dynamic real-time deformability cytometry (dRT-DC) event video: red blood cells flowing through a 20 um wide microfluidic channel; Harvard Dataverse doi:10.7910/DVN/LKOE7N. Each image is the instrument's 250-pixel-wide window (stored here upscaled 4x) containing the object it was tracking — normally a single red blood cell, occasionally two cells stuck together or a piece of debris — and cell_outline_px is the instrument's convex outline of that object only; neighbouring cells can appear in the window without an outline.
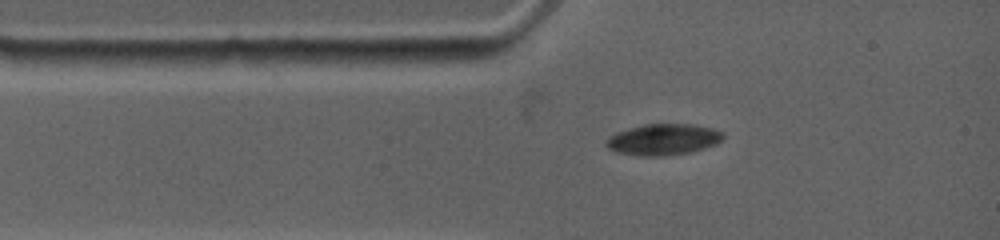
{"species": "common noctule bat (a hibernating species)", "species_latin": "Nyctalus noctula", "temperature_condition": "warm", "stored_images_in_passage": 6, "camera_frame_rate_fps": 4500, "um_per_image_px": 0.085, "animal": {"sex": "female", "body_mass_g": 19.0, "forearm_length_mm": 53.3}, "frame": {"image": 1, "passage_image": 1, "time_ms": 0.0, "image_size_px": [1000, 240], "cell_outline_px": [[724, 136], [716, 144], [704, 148], [688, 152], [660, 156], [644, 156], [616, 152], [608, 148], [604, 144], [604, 140], [608, 136], [616, 132], [628, 128], [644, 124], [692, 124], [712, 128], [724, 132]], "centroid_in_image_um": [56.33, 11.84], "position_along_channel_um": 28.7, "area_um2": 21.27}}
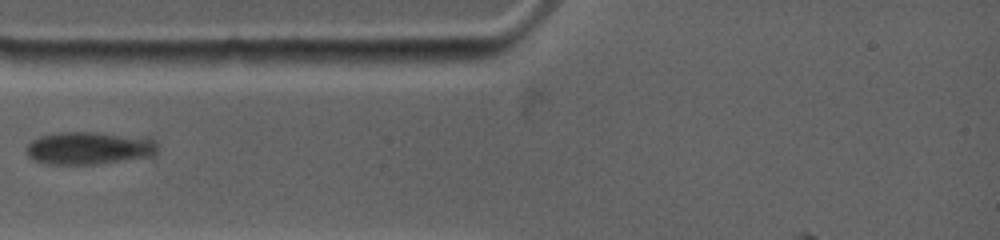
{"frame": {"image": 2, "passage_image": 3, "time_ms": 1.556, "image_size_px": [1000, 240], "cell_outline_px": [[156, 152], [152, 156], [96, 164], [52, 164], [36, 160], [28, 156], [28, 144], [32, 140], [40, 136], [56, 132], [104, 132], [148, 136], [156, 140]], "centroid_in_image_um": [7.65, 12.55], "position_along_channel_um": 77.4, "area_um2": 25.26}}